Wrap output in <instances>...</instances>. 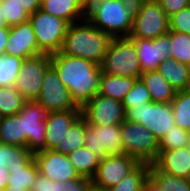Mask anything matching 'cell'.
<instances>
[{
	"instance_id": "1",
	"label": "cell",
	"mask_w": 190,
	"mask_h": 191,
	"mask_svg": "<svg viewBox=\"0 0 190 191\" xmlns=\"http://www.w3.org/2000/svg\"><path fill=\"white\" fill-rule=\"evenodd\" d=\"M50 64L77 107L82 108L98 94L102 70L96 62L58 52L50 55Z\"/></svg>"
},
{
	"instance_id": "2",
	"label": "cell",
	"mask_w": 190,
	"mask_h": 191,
	"mask_svg": "<svg viewBox=\"0 0 190 191\" xmlns=\"http://www.w3.org/2000/svg\"><path fill=\"white\" fill-rule=\"evenodd\" d=\"M111 37L87 18L68 26L60 53L101 64Z\"/></svg>"
},
{
	"instance_id": "3",
	"label": "cell",
	"mask_w": 190,
	"mask_h": 191,
	"mask_svg": "<svg viewBox=\"0 0 190 191\" xmlns=\"http://www.w3.org/2000/svg\"><path fill=\"white\" fill-rule=\"evenodd\" d=\"M100 67L105 74L139 79L142 70L133 40L112 38Z\"/></svg>"
},
{
	"instance_id": "4",
	"label": "cell",
	"mask_w": 190,
	"mask_h": 191,
	"mask_svg": "<svg viewBox=\"0 0 190 191\" xmlns=\"http://www.w3.org/2000/svg\"><path fill=\"white\" fill-rule=\"evenodd\" d=\"M86 18L111 38L129 37L133 18L120 0H104Z\"/></svg>"
},
{
	"instance_id": "5",
	"label": "cell",
	"mask_w": 190,
	"mask_h": 191,
	"mask_svg": "<svg viewBox=\"0 0 190 191\" xmlns=\"http://www.w3.org/2000/svg\"><path fill=\"white\" fill-rule=\"evenodd\" d=\"M123 153L140 162L153 164L159 155V140L142 124L124 120L121 123Z\"/></svg>"
},
{
	"instance_id": "6",
	"label": "cell",
	"mask_w": 190,
	"mask_h": 191,
	"mask_svg": "<svg viewBox=\"0 0 190 191\" xmlns=\"http://www.w3.org/2000/svg\"><path fill=\"white\" fill-rule=\"evenodd\" d=\"M32 24L38 50L42 54L53 55L61 51L69 24L42 10L29 17Z\"/></svg>"
},
{
	"instance_id": "7",
	"label": "cell",
	"mask_w": 190,
	"mask_h": 191,
	"mask_svg": "<svg viewBox=\"0 0 190 191\" xmlns=\"http://www.w3.org/2000/svg\"><path fill=\"white\" fill-rule=\"evenodd\" d=\"M125 119L142 124L160 140L175 125L170 104L143 102L125 110Z\"/></svg>"
},
{
	"instance_id": "8",
	"label": "cell",
	"mask_w": 190,
	"mask_h": 191,
	"mask_svg": "<svg viewBox=\"0 0 190 191\" xmlns=\"http://www.w3.org/2000/svg\"><path fill=\"white\" fill-rule=\"evenodd\" d=\"M170 30L169 17L157 0H144L141 10L133 18L129 38L154 39Z\"/></svg>"
},
{
	"instance_id": "9",
	"label": "cell",
	"mask_w": 190,
	"mask_h": 191,
	"mask_svg": "<svg viewBox=\"0 0 190 191\" xmlns=\"http://www.w3.org/2000/svg\"><path fill=\"white\" fill-rule=\"evenodd\" d=\"M50 66V55L47 54L23 59L13 87L26 101L37 100L44 75Z\"/></svg>"
},
{
	"instance_id": "10",
	"label": "cell",
	"mask_w": 190,
	"mask_h": 191,
	"mask_svg": "<svg viewBox=\"0 0 190 191\" xmlns=\"http://www.w3.org/2000/svg\"><path fill=\"white\" fill-rule=\"evenodd\" d=\"M23 134H26V148L32 153L46 150V125L50 111L36 100L25 101L20 112Z\"/></svg>"
},
{
	"instance_id": "11",
	"label": "cell",
	"mask_w": 190,
	"mask_h": 191,
	"mask_svg": "<svg viewBox=\"0 0 190 191\" xmlns=\"http://www.w3.org/2000/svg\"><path fill=\"white\" fill-rule=\"evenodd\" d=\"M85 146L100 159L123 154L121 124L95 126L86 122Z\"/></svg>"
},
{
	"instance_id": "12",
	"label": "cell",
	"mask_w": 190,
	"mask_h": 191,
	"mask_svg": "<svg viewBox=\"0 0 190 191\" xmlns=\"http://www.w3.org/2000/svg\"><path fill=\"white\" fill-rule=\"evenodd\" d=\"M81 116L91 125H117L125 120V110L122 102L96 94L81 108Z\"/></svg>"
},
{
	"instance_id": "13",
	"label": "cell",
	"mask_w": 190,
	"mask_h": 191,
	"mask_svg": "<svg viewBox=\"0 0 190 191\" xmlns=\"http://www.w3.org/2000/svg\"><path fill=\"white\" fill-rule=\"evenodd\" d=\"M36 101L50 112L81 110L72 101L67 87L63 85L52 66L46 70L40 95Z\"/></svg>"
},
{
	"instance_id": "14",
	"label": "cell",
	"mask_w": 190,
	"mask_h": 191,
	"mask_svg": "<svg viewBox=\"0 0 190 191\" xmlns=\"http://www.w3.org/2000/svg\"><path fill=\"white\" fill-rule=\"evenodd\" d=\"M141 162L126 154L107 155L100 160L91 182L102 188H111L131 173Z\"/></svg>"
},
{
	"instance_id": "15",
	"label": "cell",
	"mask_w": 190,
	"mask_h": 191,
	"mask_svg": "<svg viewBox=\"0 0 190 191\" xmlns=\"http://www.w3.org/2000/svg\"><path fill=\"white\" fill-rule=\"evenodd\" d=\"M38 172L53 182L62 181L68 183L80 178L67 154L54 150H43L34 154Z\"/></svg>"
},
{
	"instance_id": "16",
	"label": "cell",
	"mask_w": 190,
	"mask_h": 191,
	"mask_svg": "<svg viewBox=\"0 0 190 191\" xmlns=\"http://www.w3.org/2000/svg\"><path fill=\"white\" fill-rule=\"evenodd\" d=\"M133 40L142 73L157 70L160 63L169 58L171 47L170 30L157 38H130Z\"/></svg>"
},
{
	"instance_id": "17",
	"label": "cell",
	"mask_w": 190,
	"mask_h": 191,
	"mask_svg": "<svg viewBox=\"0 0 190 191\" xmlns=\"http://www.w3.org/2000/svg\"><path fill=\"white\" fill-rule=\"evenodd\" d=\"M5 54L18 56L22 59L42 54L38 50L36 36L29 20L10 27Z\"/></svg>"
},
{
	"instance_id": "18",
	"label": "cell",
	"mask_w": 190,
	"mask_h": 191,
	"mask_svg": "<svg viewBox=\"0 0 190 191\" xmlns=\"http://www.w3.org/2000/svg\"><path fill=\"white\" fill-rule=\"evenodd\" d=\"M81 116V110L50 112L46 125V150H54L69 127Z\"/></svg>"
},
{
	"instance_id": "19",
	"label": "cell",
	"mask_w": 190,
	"mask_h": 191,
	"mask_svg": "<svg viewBox=\"0 0 190 191\" xmlns=\"http://www.w3.org/2000/svg\"><path fill=\"white\" fill-rule=\"evenodd\" d=\"M154 164L164 173L188 179L190 176V148L159 151Z\"/></svg>"
},
{
	"instance_id": "20",
	"label": "cell",
	"mask_w": 190,
	"mask_h": 191,
	"mask_svg": "<svg viewBox=\"0 0 190 191\" xmlns=\"http://www.w3.org/2000/svg\"><path fill=\"white\" fill-rule=\"evenodd\" d=\"M40 10L66 21L69 25L86 19L81 0H41Z\"/></svg>"
},
{
	"instance_id": "21",
	"label": "cell",
	"mask_w": 190,
	"mask_h": 191,
	"mask_svg": "<svg viewBox=\"0 0 190 191\" xmlns=\"http://www.w3.org/2000/svg\"><path fill=\"white\" fill-rule=\"evenodd\" d=\"M139 79L149 90L152 102L170 104L175 98L177 91L158 70L144 72Z\"/></svg>"
},
{
	"instance_id": "22",
	"label": "cell",
	"mask_w": 190,
	"mask_h": 191,
	"mask_svg": "<svg viewBox=\"0 0 190 191\" xmlns=\"http://www.w3.org/2000/svg\"><path fill=\"white\" fill-rule=\"evenodd\" d=\"M138 78L119 77L102 72L98 94L122 102Z\"/></svg>"
},
{
	"instance_id": "23",
	"label": "cell",
	"mask_w": 190,
	"mask_h": 191,
	"mask_svg": "<svg viewBox=\"0 0 190 191\" xmlns=\"http://www.w3.org/2000/svg\"><path fill=\"white\" fill-rule=\"evenodd\" d=\"M157 70L177 92L188 90L190 76L188 65L179 63L172 58H166L160 63Z\"/></svg>"
},
{
	"instance_id": "24",
	"label": "cell",
	"mask_w": 190,
	"mask_h": 191,
	"mask_svg": "<svg viewBox=\"0 0 190 191\" xmlns=\"http://www.w3.org/2000/svg\"><path fill=\"white\" fill-rule=\"evenodd\" d=\"M0 143L26 147V134H23L22 115L0 117Z\"/></svg>"
},
{
	"instance_id": "25",
	"label": "cell",
	"mask_w": 190,
	"mask_h": 191,
	"mask_svg": "<svg viewBox=\"0 0 190 191\" xmlns=\"http://www.w3.org/2000/svg\"><path fill=\"white\" fill-rule=\"evenodd\" d=\"M67 156L79 176L90 180L95 175L101 160L86 146L68 153Z\"/></svg>"
},
{
	"instance_id": "26",
	"label": "cell",
	"mask_w": 190,
	"mask_h": 191,
	"mask_svg": "<svg viewBox=\"0 0 190 191\" xmlns=\"http://www.w3.org/2000/svg\"><path fill=\"white\" fill-rule=\"evenodd\" d=\"M86 120L80 116L68 129L54 151L68 154L85 146Z\"/></svg>"
},
{
	"instance_id": "27",
	"label": "cell",
	"mask_w": 190,
	"mask_h": 191,
	"mask_svg": "<svg viewBox=\"0 0 190 191\" xmlns=\"http://www.w3.org/2000/svg\"><path fill=\"white\" fill-rule=\"evenodd\" d=\"M9 179L6 188L30 191L38 172L34 158L23 168H8Z\"/></svg>"
},
{
	"instance_id": "28",
	"label": "cell",
	"mask_w": 190,
	"mask_h": 191,
	"mask_svg": "<svg viewBox=\"0 0 190 191\" xmlns=\"http://www.w3.org/2000/svg\"><path fill=\"white\" fill-rule=\"evenodd\" d=\"M32 154L26 147H17L0 143V163L7 168H23L32 159Z\"/></svg>"
},
{
	"instance_id": "29",
	"label": "cell",
	"mask_w": 190,
	"mask_h": 191,
	"mask_svg": "<svg viewBox=\"0 0 190 191\" xmlns=\"http://www.w3.org/2000/svg\"><path fill=\"white\" fill-rule=\"evenodd\" d=\"M150 176V164L141 162L122 181L109 188L110 191H142Z\"/></svg>"
},
{
	"instance_id": "30",
	"label": "cell",
	"mask_w": 190,
	"mask_h": 191,
	"mask_svg": "<svg viewBox=\"0 0 190 191\" xmlns=\"http://www.w3.org/2000/svg\"><path fill=\"white\" fill-rule=\"evenodd\" d=\"M170 105L175 124L190 133V90L176 92Z\"/></svg>"
},
{
	"instance_id": "31",
	"label": "cell",
	"mask_w": 190,
	"mask_h": 191,
	"mask_svg": "<svg viewBox=\"0 0 190 191\" xmlns=\"http://www.w3.org/2000/svg\"><path fill=\"white\" fill-rule=\"evenodd\" d=\"M169 58L190 67V34L170 30Z\"/></svg>"
},
{
	"instance_id": "32",
	"label": "cell",
	"mask_w": 190,
	"mask_h": 191,
	"mask_svg": "<svg viewBox=\"0 0 190 191\" xmlns=\"http://www.w3.org/2000/svg\"><path fill=\"white\" fill-rule=\"evenodd\" d=\"M25 99L13 87H0V117L17 115Z\"/></svg>"
},
{
	"instance_id": "33",
	"label": "cell",
	"mask_w": 190,
	"mask_h": 191,
	"mask_svg": "<svg viewBox=\"0 0 190 191\" xmlns=\"http://www.w3.org/2000/svg\"><path fill=\"white\" fill-rule=\"evenodd\" d=\"M150 177L160 185L163 191H190L188 179L164 173L154 163L150 164Z\"/></svg>"
},
{
	"instance_id": "34",
	"label": "cell",
	"mask_w": 190,
	"mask_h": 191,
	"mask_svg": "<svg viewBox=\"0 0 190 191\" xmlns=\"http://www.w3.org/2000/svg\"><path fill=\"white\" fill-rule=\"evenodd\" d=\"M22 61L18 56L0 55V87L14 86Z\"/></svg>"
},
{
	"instance_id": "35",
	"label": "cell",
	"mask_w": 190,
	"mask_h": 191,
	"mask_svg": "<svg viewBox=\"0 0 190 191\" xmlns=\"http://www.w3.org/2000/svg\"><path fill=\"white\" fill-rule=\"evenodd\" d=\"M189 132L181 129L176 124L159 140V151L188 147Z\"/></svg>"
},
{
	"instance_id": "36",
	"label": "cell",
	"mask_w": 190,
	"mask_h": 191,
	"mask_svg": "<svg viewBox=\"0 0 190 191\" xmlns=\"http://www.w3.org/2000/svg\"><path fill=\"white\" fill-rule=\"evenodd\" d=\"M143 102H152L149 90L140 79H137L132 89L124 97L122 104L124 110L140 105Z\"/></svg>"
},
{
	"instance_id": "37",
	"label": "cell",
	"mask_w": 190,
	"mask_h": 191,
	"mask_svg": "<svg viewBox=\"0 0 190 191\" xmlns=\"http://www.w3.org/2000/svg\"><path fill=\"white\" fill-rule=\"evenodd\" d=\"M3 17L9 27L19 25L29 20V15L16 4H1Z\"/></svg>"
},
{
	"instance_id": "38",
	"label": "cell",
	"mask_w": 190,
	"mask_h": 191,
	"mask_svg": "<svg viewBox=\"0 0 190 191\" xmlns=\"http://www.w3.org/2000/svg\"><path fill=\"white\" fill-rule=\"evenodd\" d=\"M169 28L172 31L190 34V7H186L169 17Z\"/></svg>"
},
{
	"instance_id": "39",
	"label": "cell",
	"mask_w": 190,
	"mask_h": 191,
	"mask_svg": "<svg viewBox=\"0 0 190 191\" xmlns=\"http://www.w3.org/2000/svg\"><path fill=\"white\" fill-rule=\"evenodd\" d=\"M91 180L88 178L80 177L64 183L56 181V191H89Z\"/></svg>"
},
{
	"instance_id": "40",
	"label": "cell",
	"mask_w": 190,
	"mask_h": 191,
	"mask_svg": "<svg viewBox=\"0 0 190 191\" xmlns=\"http://www.w3.org/2000/svg\"><path fill=\"white\" fill-rule=\"evenodd\" d=\"M165 14L170 17L189 6V0H157Z\"/></svg>"
},
{
	"instance_id": "41",
	"label": "cell",
	"mask_w": 190,
	"mask_h": 191,
	"mask_svg": "<svg viewBox=\"0 0 190 191\" xmlns=\"http://www.w3.org/2000/svg\"><path fill=\"white\" fill-rule=\"evenodd\" d=\"M1 4H16L31 16L41 9V0H0Z\"/></svg>"
},
{
	"instance_id": "42",
	"label": "cell",
	"mask_w": 190,
	"mask_h": 191,
	"mask_svg": "<svg viewBox=\"0 0 190 191\" xmlns=\"http://www.w3.org/2000/svg\"><path fill=\"white\" fill-rule=\"evenodd\" d=\"M30 191H56V182L38 173Z\"/></svg>"
},
{
	"instance_id": "43",
	"label": "cell",
	"mask_w": 190,
	"mask_h": 191,
	"mask_svg": "<svg viewBox=\"0 0 190 191\" xmlns=\"http://www.w3.org/2000/svg\"><path fill=\"white\" fill-rule=\"evenodd\" d=\"M132 18L136 17L141 10L144 0H120Z\"/></svg>"
},
{
	"instance_id": "44",
	"label": "cell",
	"mask_w": 190,
	"mask_h": 191,
	"mask_svg": "<svg viewBox=\"0 0 190 191\" xmlns=\"http://www.w3.org/2000/svg\"><path fill=\"white\" fill-rule=\"evenodd\" d=\"M10 34V27H0V55L5 54L6 43Z\"/></svg>"
},
{
	"instance_id": "45",
	"label": "cell",
	"mask_w": 190,
	"mask_h": 191,
	"mask_svg": "<svg viewBox=\"0 0 190 191\" xmlns=\"http://www.w3.org/2000/svg\"><path fill=\"white\" fill-rule=\"evenodd\" d=\"M83 5V13L87 16L93 9H95L104 0H81Z\"/></svg>"
},
{
	"instance_id": "46",
	"label": "cell",
	"mask_w": 190,
	"mask_h": 191,
	"mask_svg": "<svg viewBox=\"0 0 190 191\" xmlns=\"http://www.w3.org/2000/svg\"><path fill=\"white\" fill-rule=\"evenodd\" d=\"M9 179V171L7 167H3L0 163V191H4L7 187Z\"/></svg>"
},
{
	"instance_id": "47",
	"label": "cell",
	"mask_w": 190,
	"mask_h": 191,
	"mask_svg": "<svg viewBox=\"0 0 190 191\" xmlns=\"http://www.w3.org/2000/svg\"><path fill=\"white\" fill-rule=\"evenodd\" d=\"M142 191H163V189L149 176Z\"/></svg>"
},
{
	"instance_id": "48",
	"label": "cell",
	"mask_w": 190,
	"mask_h": 191,
	"mask_svg": "<svg viewBox=\"0 0 190 191\" xmlns=\"http://www.w3.org/2000/svg\"><path fill=\"white\" fill-rule=\"evenodd\" d=\"M3 10L1 8V3H0V27H9L5 18L3 17Z\"/></svg>"
},
{
	"instance_id": "49",
	"label": "cell",
	"mask_w": 190,
	"mask_h": 191,
	"mask_svg": "<svg viewBox=\"0 0 190 191\" xmlns=\"http://www.w3.org/2000/svg\"><path fill=\"white\" fill-rule=\"evenodd\" d=\"M89 191H110V190L107 188H102V187L96 186L93 183H91V185L89 187Z\"/></svg>"
},
{
	"instance_id": "50",
	"label": "cell",
	"mask_w": 190,
	"mask_h": 191,
	"mask_svg": "<svg viewBox=\"0 0 190 191\" xmlns=\"http://www.w3.org/2000/svg\"><path fill=\"white\" fill-rule=\"evenodd\" d=\"M4 191H28V190H25L23 188L21 189H10V188H6Z\"/></svg>"
},
{
	"instance_id": "51",
	"label": "cell",
	"mask_w": 190,
	"mask_h": 191,
	"mask_svg": "<svg viewBox=\"0 0 190 191\" xmlns=\"http://www.w3.org/2000/svg\"><path fill=\"white\" fill-rule=\"evenodd\" d=\"M188 90H190V76H189V86H188Z\"/></svg>"
},
{
	"instance_id": "52",
	"label": "cell",
	"mask_w": 190,
	"mask_h": 191,
	"mask_svg": "<svg viewBox=\"0 0 190 191\" xmlns=\"http://www.w3.org/2000/svg\"><path fill=\"white\" fill-rule=\"evenodd\" d=\"M188 147L190 148V133H189V145H188Z\"/></svg>"
}]
</instances>
